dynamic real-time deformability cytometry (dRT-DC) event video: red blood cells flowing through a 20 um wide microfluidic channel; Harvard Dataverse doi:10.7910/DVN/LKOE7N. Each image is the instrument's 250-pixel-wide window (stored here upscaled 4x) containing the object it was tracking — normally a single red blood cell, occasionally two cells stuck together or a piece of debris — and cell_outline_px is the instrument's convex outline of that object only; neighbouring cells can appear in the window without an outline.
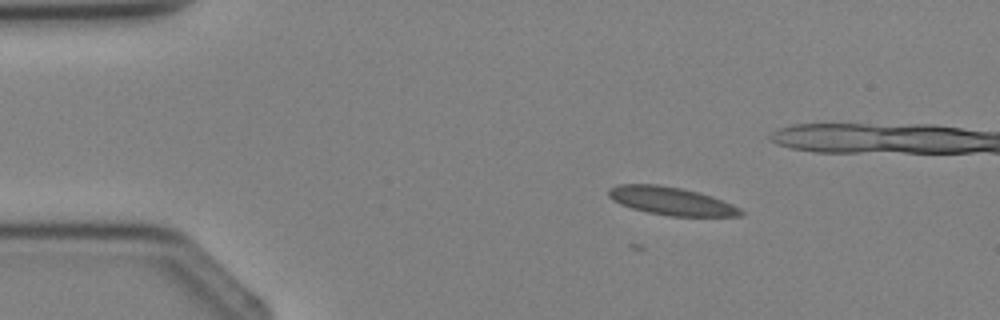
{"species": "Egyptian fruit bat (a non-hibernating species)", "species_latin": "Rousettus aegyptiacus", "temperature_condition": "cold", "stored_images_in_passage": 3, "camera_frame_rate_fps": 3000, "um_per_image_px": 0.085, "animal": {"sex": "female"}, "frame": {"image": 1, "passage_image": 1, "time_ms": 0.0, "image_size_px": [1000, 320], "cell_outline_px": [[744, 216], [668, 216], [648, 212], [632, 208], [620, 204], [612, 200], [608, 196], [608, 188], [616, 184], [656, 184], [680, 188], [712, 196], [732, 204], [740, 208], [744, 212]], "centroid_in_image_um": [57.03, 17.08], "position_along_channel_um": 28.0, "area_um2": 21.62}}